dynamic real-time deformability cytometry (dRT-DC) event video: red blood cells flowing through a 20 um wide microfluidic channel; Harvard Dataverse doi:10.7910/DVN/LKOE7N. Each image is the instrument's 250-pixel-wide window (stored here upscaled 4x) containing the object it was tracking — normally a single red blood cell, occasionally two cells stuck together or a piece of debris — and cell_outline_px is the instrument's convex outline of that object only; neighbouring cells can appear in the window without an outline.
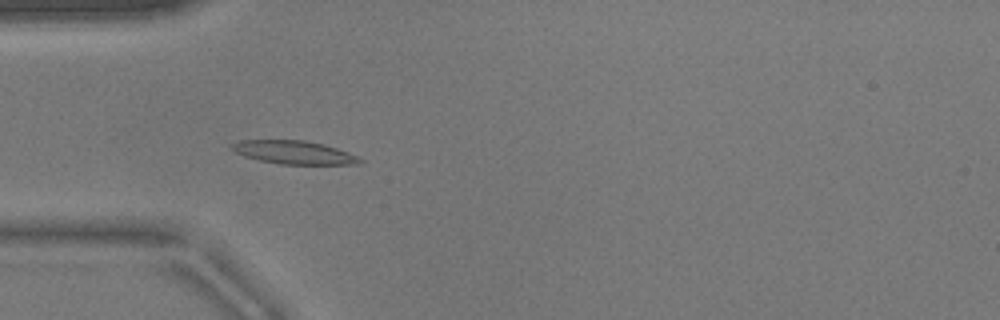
{"species": "common noctule bat (a hibernating species)", "species_latin": "Nyctalus noctula", "temperature_condition": "warm", "stored_images_in_passage": 50, "camera_frame_rate_fps": 3000, "um_per_image_px": 0.085, "animal": {"sex": "male", "body_mass_g": 17.9}, "frame": {"image": 1, "passage_image": 13, "time_ms": 4.0, "image_size_px": [1000, 320], "cell_outline_px": [[364, 160], [360, 164], [280, 164], [260, 160], [244, 156], [236, 152], [232, 148], [232, 144], [240, 140], [304, 140], [324, 144], [348, 152]], "centroid_in_image_um": [25.01, 12.95], "position_along_channel_um": 60.0, "area_um2": 17.22}}
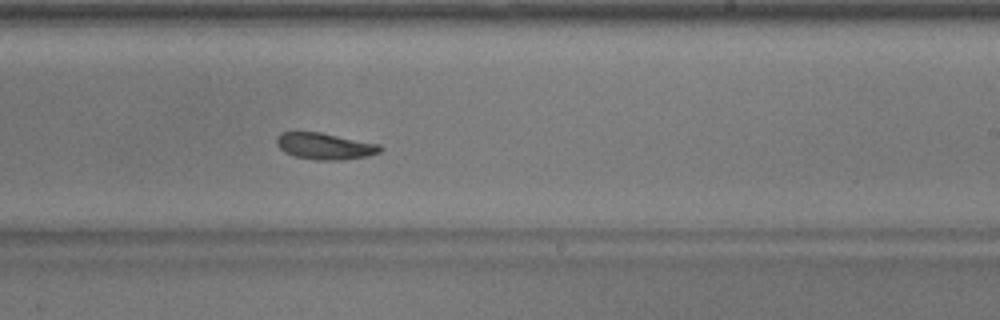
{"frame": {"image": 2, "passage_image": 29, "time_ms": 9.333, "image_size_px": [1000, 320], "cell_outline_px": [[384, 148], [380, 152], [368, 156], [344, 160], [316, 160], [296, 156], [284, 152], [276, 144], [276, 136], [280, 132], [320, 132], [380, 144]], "centroid_in_image_um": [27.62, 12.42], "position_along_channel_um": 261.4, "area_um2": 16.13}}
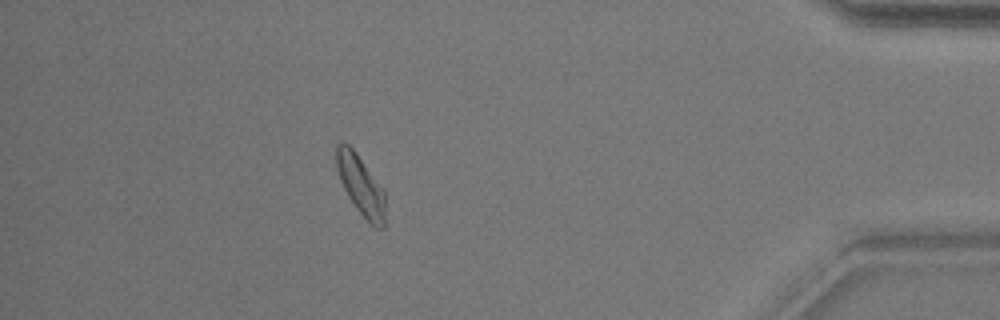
{"frame": {"image": 3, "passage_image": 44, "time_ms": 14.333, "image_size_px": [1000, 320], "cell_outline_px": [[384, 228], [376, 228], [356, 208], [348, 196], [340, 180], [336, 168], [336, 144], [348, 144], [356, 152], [384, 192]], "centroid_in_image_um": [30.63, 15.74], "position_along_channel_um": 404.6, "area_um2": 16.42}, "authors_computed_cell_mechanics": {"area_um2": 16.5019, "velocity_mm_per_s": 3.8146, "shape_relaxation_time_tau1_ms": 2.9005, "shape_relaxation_time_tau2_ms": 9.4608, "deformation_change_tau1": 0.1352, "deformation_change_tau2": 0.1536}}